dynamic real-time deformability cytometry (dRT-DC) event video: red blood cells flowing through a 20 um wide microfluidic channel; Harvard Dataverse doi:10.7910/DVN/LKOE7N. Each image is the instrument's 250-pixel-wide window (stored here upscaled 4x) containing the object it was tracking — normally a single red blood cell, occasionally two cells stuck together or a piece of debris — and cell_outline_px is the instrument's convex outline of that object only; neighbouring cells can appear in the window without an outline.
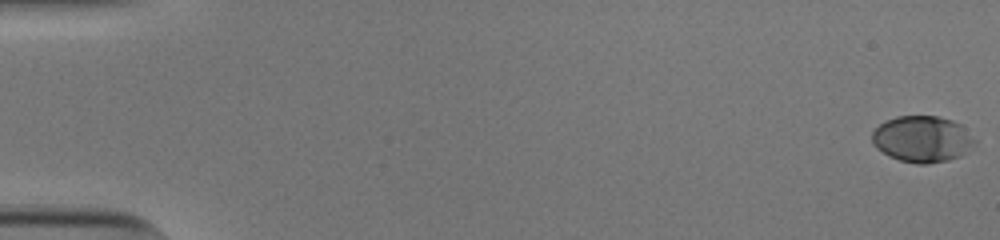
{"species": "human", "species_latin": "Homo sapiens", "temperature_condition": "cold", "stored_images_in_passage": 55, "camera_frame_rate_fps": 3000, "um_per_image_px": 0.085, "donor": {"sex": "male"}, "frame": {"image": 1, "passage_image": 1, "time_ms": 0.0, "image_size_px": [1000, 240], "cell_outline_px": [[980, 140], [976, 144], [960, 156], [948, 160], [928, 164], [916, 164], [900, 160], [888, 156], [876, 148], [872, 144], [872, 132], [884, 120], [896, 116], [940, 116], [952, 120], [960, 124]], "centroid_in_image_um": [78.42, 11.81], "position_along_channel_um": 6.6, "area_um2": 28.21}}
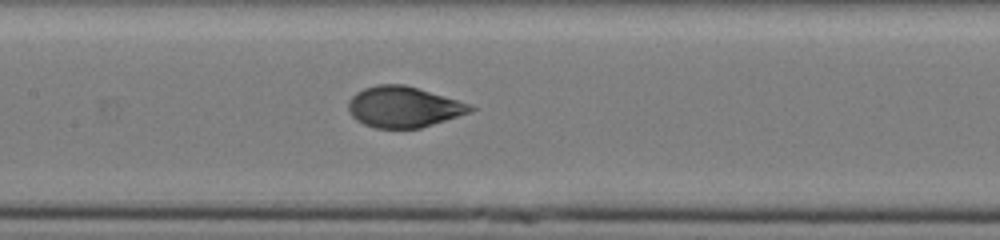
{"frame": {"image": 2, "passage_image": 28, "time_ms": 9.0, "image_size_px": [1000, 240], "cell_outline_px": [[476, 108], [472, 112], [420, 128], [376, 128], [364, 124], [356, 120], [352, 116], [348, 108], [348, 100], [356, 92], [364, 88], [376, 84], [404, 84], [472, 104]], "centroid_in_image_um": [34.31, 9.08], "position_along_channel_um": 173.1, "area_um2": 29.13}}
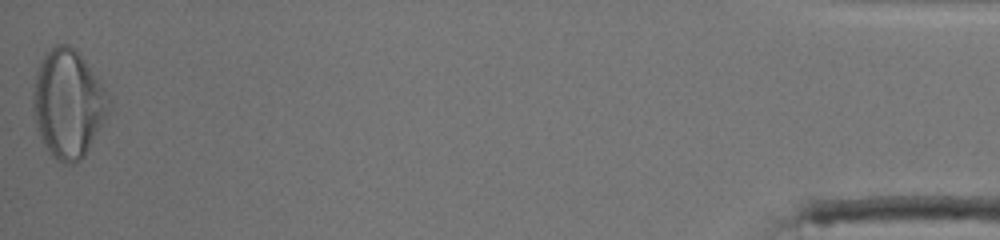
{"frame": {"image": 3, "passage_image": 55, "time_ms": 18.0, "image_size_px": [1000, 240], "cell_outline_px": [[112, 100], [108, 112], [104, 120], [84, 156], [80, 160], [72, 164], [64, 164], [52, 156], [44, 144], [36, 128], [32, 108], [32, 92], [36, 68], [40, 60], [56, 44], [68, 44], [80, 52]], "centroid_in_image_um": [5.76, 8.79], "position_along_channel_um": 429.4, "area_um2": 47.86}, "authors_computed_cell_mechanics": {"area_um2": 29.189, "velocity_mm_per_s": 3.8371, "shape_relaxation_time_tau1_ms": 7.1777, "shape_relaxation_time_tau2_ms": null, "deformation_change_tau1": 0.2517, "deformation_change_tau2": null}}